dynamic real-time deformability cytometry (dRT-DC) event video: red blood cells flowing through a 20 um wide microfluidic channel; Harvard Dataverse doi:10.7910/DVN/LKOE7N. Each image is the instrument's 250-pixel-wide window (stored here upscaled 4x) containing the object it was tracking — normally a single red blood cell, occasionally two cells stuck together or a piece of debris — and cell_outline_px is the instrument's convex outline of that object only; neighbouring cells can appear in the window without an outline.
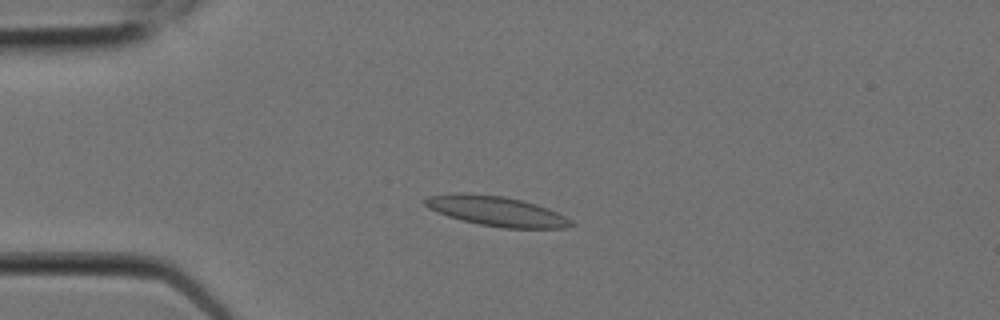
{"species": "Egyptian fruit bat (a non-hibernating species)", "species_latin": "Rousettus aegyptiacus", "temperature_condition": "room temperature", "stored_images_in_passage": 7, "camera_frame_rate_fps": 3000, "um_per_image_px": 0.085, "animal": {"sex": "female"}, "frame": {"image": 1, "passage_image": 5, "time_ms": 1.333, "image_size_px": [1000, 320], "cell_outline_px": [[576, 224], [564, 228], [504, 228], [480, 224], [460, 220], [436, 212], [428, 208], [424, 204], [424, 200], [428, 196], [456, 192], [468, 192], [504, 196], [524, 200], [548, 208], [572, 220]], "centroid_in_image_um": [42.18, 17.93], "position_along_channel_um": 42.8, "area_um2": 25.66}}
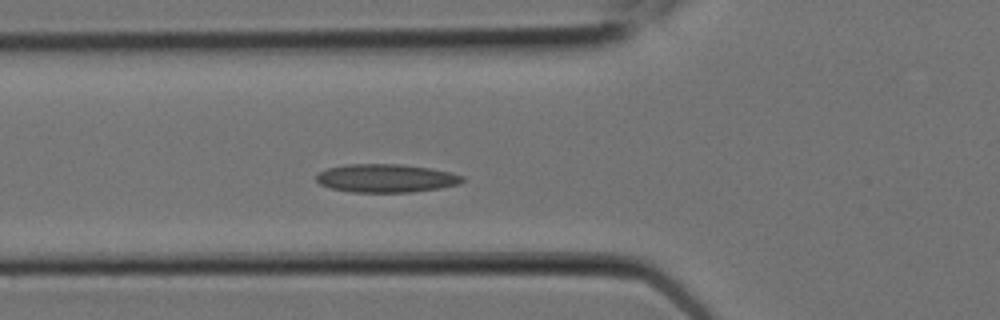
{"frame": {"image": 2, "passage_image": 7, "time_ms": 2.0, "image_size_px": [1000, 320], "cell_outline_px": [[464, 180], [460, 184], [440, 188], [412, 192], [352, 192], [332, 188], [320, 184], [316, 180], [316, 176], [320, 172], [328, 168], [348, 164], [400, 164], [428, 168], [452, 172], [464, 176]], "centroid_in_image_um": [32.85, 15.15], "position_along_channel_um": 93.0, "area_um2": 24.04}}